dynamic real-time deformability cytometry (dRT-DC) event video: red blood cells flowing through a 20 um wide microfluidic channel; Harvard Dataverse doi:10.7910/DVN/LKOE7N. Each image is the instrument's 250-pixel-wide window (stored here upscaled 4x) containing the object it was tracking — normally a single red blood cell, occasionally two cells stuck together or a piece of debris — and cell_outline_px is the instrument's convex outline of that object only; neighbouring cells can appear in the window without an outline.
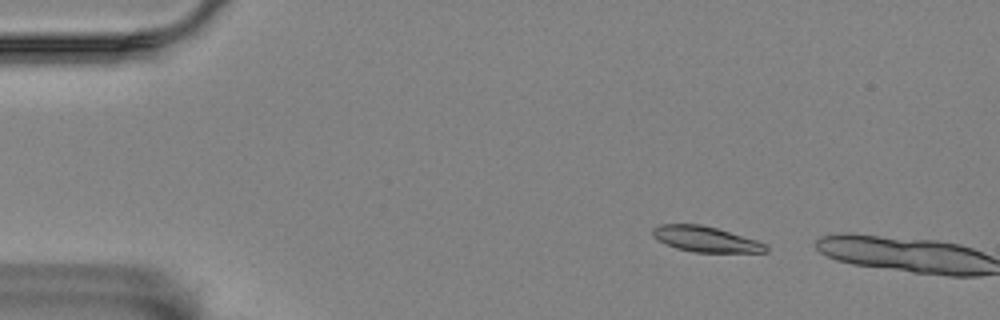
{"species": "Egyptian fruit bat (a non-hibernating species)", "species_latin": "Rousettus aegyptiacus", "temperature_condition": "room temperature", "stored_images_in_passage": 3, "camera_frame_rate_fps": 3000, "um_per_image_px": 0.085, "animal": {"sex": "female"}, "frame": {"image": 1, "passage_image": 2, "time_ms": 1.0, "image_size_px": [1000, 320], "cell_outline_px": [[768, 252], [696, 252], [676, 248], [652, 236], [652, 228], [660, 224], [700, 224], [716, 228], [756, 240], [768, 244]], "centroid_in_image_um": [59.99, 20.32], "position_along_channel_um": 25.0, "area_um2": 16.65}}